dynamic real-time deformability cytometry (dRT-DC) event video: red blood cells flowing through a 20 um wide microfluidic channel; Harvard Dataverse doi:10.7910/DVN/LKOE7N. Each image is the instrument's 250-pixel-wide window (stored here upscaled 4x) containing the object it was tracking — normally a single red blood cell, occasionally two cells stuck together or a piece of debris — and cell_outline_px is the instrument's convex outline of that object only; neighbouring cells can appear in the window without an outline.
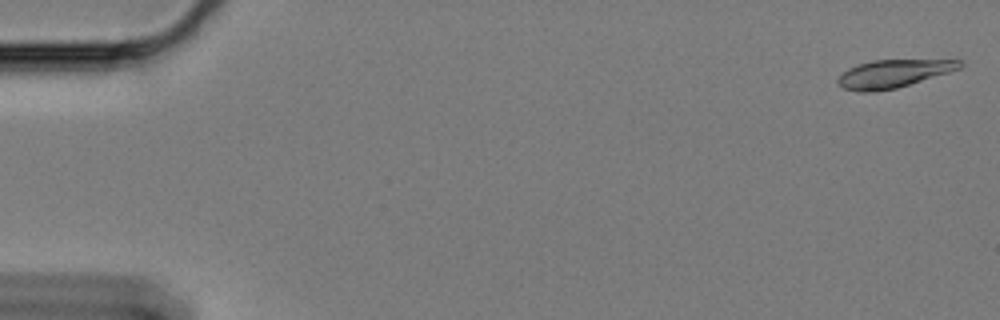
{"species": "Egyptian fruit bat (a non-hibernating species)", "species_latin": "Rousettus aegyptiacus", "temperature_condition": "cold", "stored_images_in_passage": 61, "camera_frame_rate_fps": 3000, "um_per_image_px": 0.085, "animal": {"sex": "female"}, "frame": {"image": 1, "passage_image": 2, "time_ms": 0.333, "image_size_px": [1000, 320], "cell_outline_px": [[964, 64], [960, 68], [948, 72], [896, 88], [876, 92], [860, 92], [844, 88], [836, 80], [848, 68], [872, 60], [960, 60]], "centroid_in_image_um": [75.92, 6.26], "position_along_channel_um": 9.1, "area_um2": 19.48}}
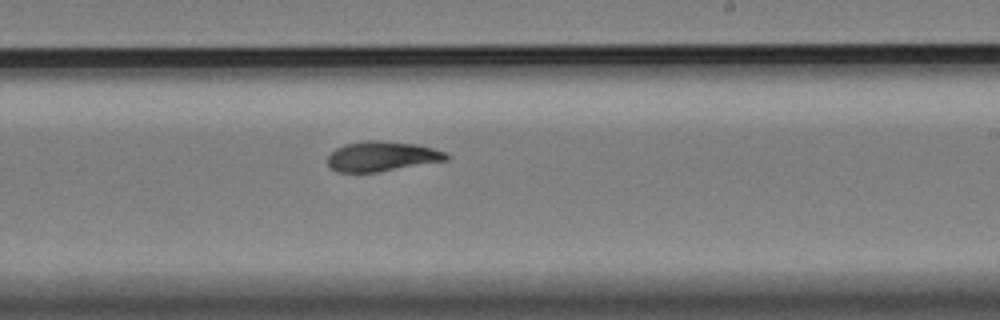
{"frame": {"image": 2, "passage_image": 37, "time_ms": 12.0, "image_size_px": [1000, 320], "cell_outline_px": [[452, 156], [448, 160], [376, 172], [336, 172], [328, 164], [328, 156], [336, 148], [344, 144], [368, 140], [380, 140], [416, 144], [448, 152]], "centroid_in_image_um": [32.5, 13.28], "position_along_channel_um": 256.5, "area_um2": 20.75}}
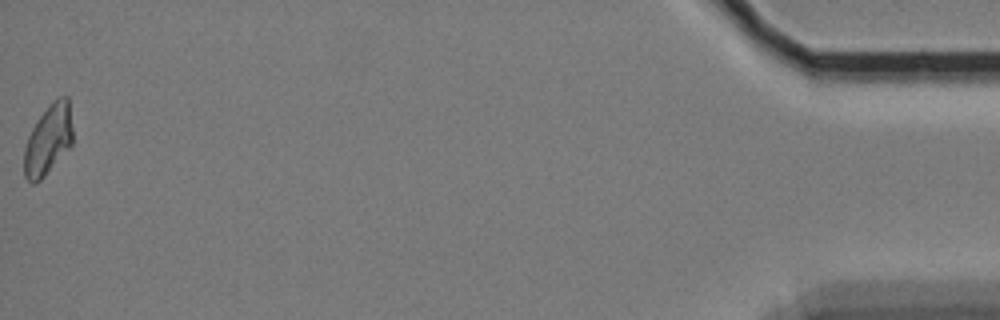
{"frame": {"image": 3, "passage_image": 61, "time_ms": 20.0, "image_size_px": [1000, 320], "cell_outline_px": [[72, 144], [44, 176], [40, 180], [32, 184], [24, 176], [24, 148], [28, 136], [36, 120], [52, 100], [60, 96], [68, 96], [72, 128]], "centroid_in_image_um": [4.09, 11.85], "position_along_channel_um": 431.1, "area_um2": 19.77}, "authors_computed_cell_mechanics": {"area_um2": 20.4034, "velocity_mm_per_s": 3.3221, "shape_relaxation_time_tau1_ms": 9.9155, "shape_relaxation_time_tau2_ms": 4.7471, "deformation_change_tau1": 0.1762, "deformation_change_tau2": 0.083}}